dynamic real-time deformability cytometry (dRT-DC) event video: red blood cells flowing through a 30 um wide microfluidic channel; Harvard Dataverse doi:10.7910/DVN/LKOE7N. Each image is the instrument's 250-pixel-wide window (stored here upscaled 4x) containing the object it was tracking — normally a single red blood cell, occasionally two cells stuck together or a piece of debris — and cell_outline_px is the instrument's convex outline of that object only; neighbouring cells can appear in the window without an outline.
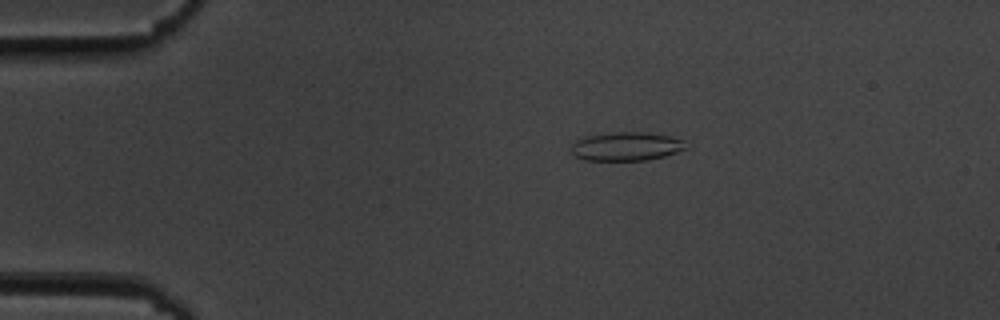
{"species": "common noctule bat (a hibernating species)", "species_latin": "Nyctalus noctula", "temperature_condition": "cold", "stored_images_in_passage": 56, "camera_frame_rate_fps": 3000, "um_per_image_px": 0.085, "animal": {"sex": "male", "body_mass_g": 19.5, "forearm_length_mm": 54.6}, "frame": {"image": 1, "passage_image": 11, "time_ms": 3.333, "image_size_px": [1000, 320], "cell_outline_px": [[688, 148], [664, 156], [644, 160], [584, 160], [572, 156], [572, 144], [576, 140], [584, 136], [612, 132], [644, 132], [672, 136], [680, 140]], "centroid_in_image_um": [53.18, 12.44], "position_along_channel_um": 31.8, "area_um2": 19.13}}
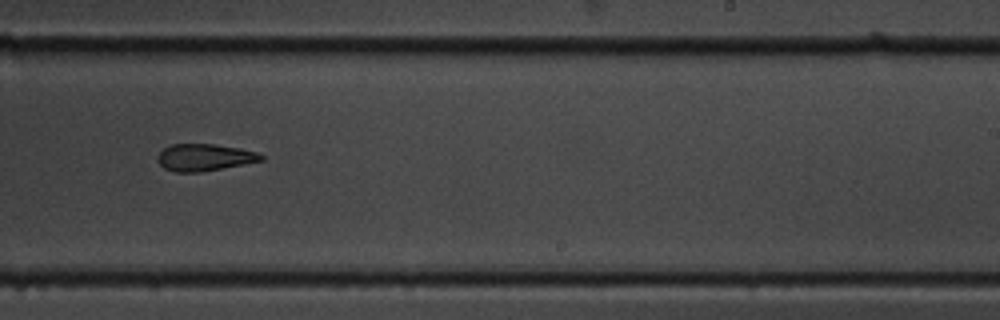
{"frame": {"image": 2, "passage_image": 35, "time_ms": 11.333, "image_size_px": [1000, 320], "cell_outline_px": [[264, 160], [244, 164], [200, 172], [176, 172], [164, 168], [156, 160], [156, 156], [164, 148], [172, 144], [216, 144], [240, 148], [256, 152], [264, 156]], "centroid_in_image_um": [17.36, 13.37], "position_along_channel_um": 271.6, "area_um2": 16.3}}
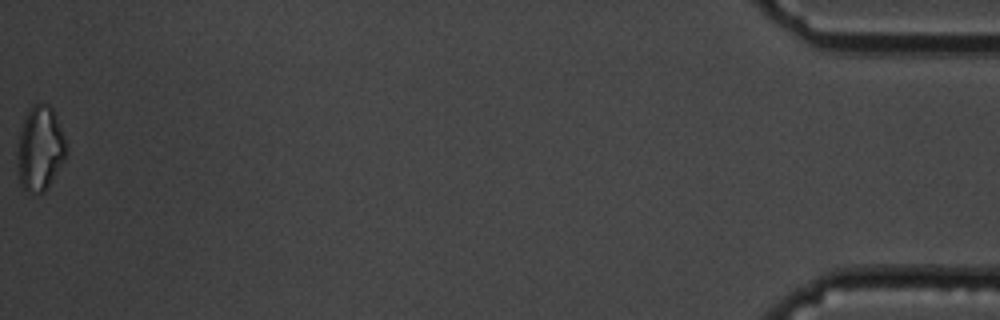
{"frame": {"image": 3, "passage_image": 56, "time_ms": 18.333, "image_size_px": [1000, 320], "cell_outline_px": [[64, 160], [44, 192], [36, 192], [24, 188], [20, 184], [16, 152], [20, 132], [24, 120], [28, 112], [36, 104], [48, 104], [52, 108], [56, 116], [64, 140]], "centroid_in_image_um": [3.37, 12.63], "position_along_channel_um": 431.8, "area_um2": 23.18}, "authors_computed_cell_mechanics": {"area_um2": 17.918, "velocity_mm_per_s": 3.6333, "shape_relaxation_time_tau1_ms": 7.8851, "shape_relaxation_time_tau2_ms": 3.1878, "deformation_change_tau1": 0.1535, "deformation_change_tau2": 0.1041}}